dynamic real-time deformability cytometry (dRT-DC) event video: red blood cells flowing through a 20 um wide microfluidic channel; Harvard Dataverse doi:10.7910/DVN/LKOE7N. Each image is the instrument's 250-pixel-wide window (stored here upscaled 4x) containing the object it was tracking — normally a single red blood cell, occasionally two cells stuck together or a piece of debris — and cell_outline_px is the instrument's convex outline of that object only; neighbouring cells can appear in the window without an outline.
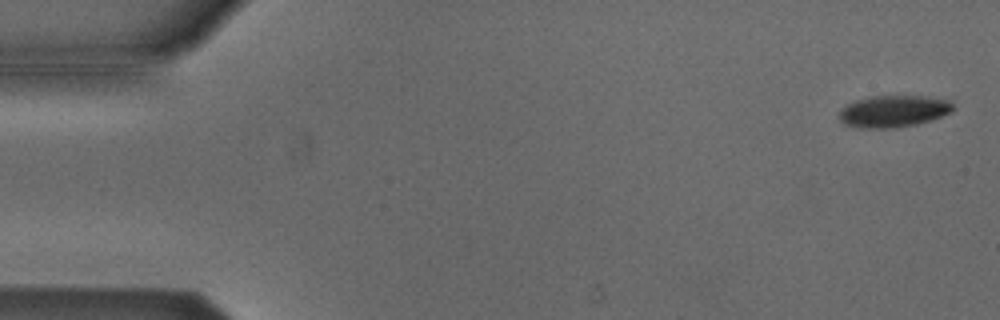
{"species": "Egyptian fruit bat (a non-hibernating species)", "species_latin": "Rousettus aegyptiacus", "temperature_condition": "cold", "stored_images_in_passage": 54, "camera_frame_rate_fps": 3000, "um_per_image_px": 0.085, "animal": {"sex": "male"}, "frame": {"image": 1, "passage_image": 2, "time_ms": 0.333, "image_size_px": [1000, 320], "cell_outline_px": [[956, 108], [952, 112], [932, 120], [916, 124], [896, 128], [860, 128], [844, 124], [840, 120], [840, 112], [848, 104], [856, 100], [872, 96], [924, 96], [952, 100]], "centroid_in_image_um": [76.02, 9.46], "position_along_channel_um": 9.0, "area_um2": 21.27}}
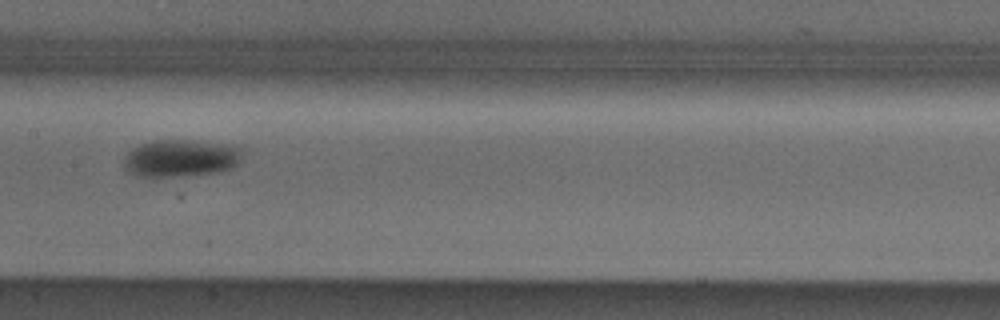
{"frame": {"image": 2, "passage_image": 27, "time_ms": 8.667, "image_size_px": [1000, 320], "cell_outline_px": [[244, 148], [240, 160], [232, 168], [216, 172], [172, 176], [136, 176], [128, 172], [124, 168], [124, 156], [132, 148], [140, 144], [156, 140], [192, 140], [228, 144]], "centroid_in_image_um": [15.36, 13.42], "position_along_channel_um": 192.0, "area_um2": 25.78}}
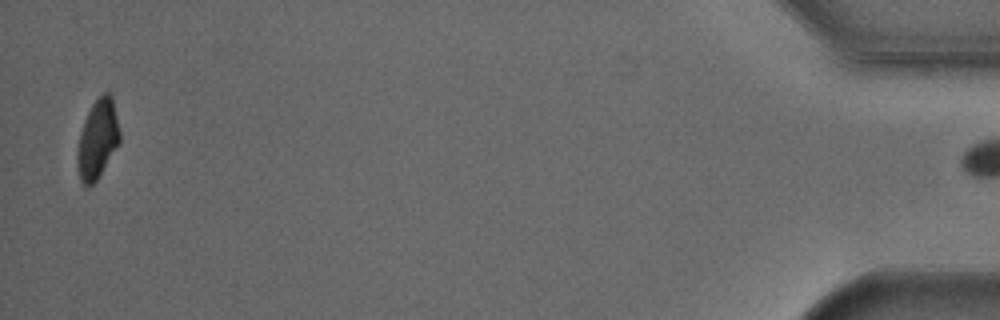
{"frame": {"image": 3, "passage_image": 53, "time_ms": 17.333, "image_size_px": [1000, 320], "cell_outline_px": [[120, 144], [96, 180], [88, 188], [80, 180], [76, 164], [76, 152], [80, 132], [84, 120], [92, 104], [104, 92], [108, 92], [112, 96], [120, 132]], "centroid_in_image_um": [8.28, 11.85], "position_along_channel_um": 426.9, "area_um2": 19.65}, "authors_computed_cell_mechanics": {"area_um2": 23.4379, "velocity_mm_per_s": 3.8173, "shape_relaxation_time_tau1_ms": 2.2638, "shape_relaxation_time_tau2_ms": null, "deformation_change_tau1": 0.0822, "deformation_change_tau2": null}}